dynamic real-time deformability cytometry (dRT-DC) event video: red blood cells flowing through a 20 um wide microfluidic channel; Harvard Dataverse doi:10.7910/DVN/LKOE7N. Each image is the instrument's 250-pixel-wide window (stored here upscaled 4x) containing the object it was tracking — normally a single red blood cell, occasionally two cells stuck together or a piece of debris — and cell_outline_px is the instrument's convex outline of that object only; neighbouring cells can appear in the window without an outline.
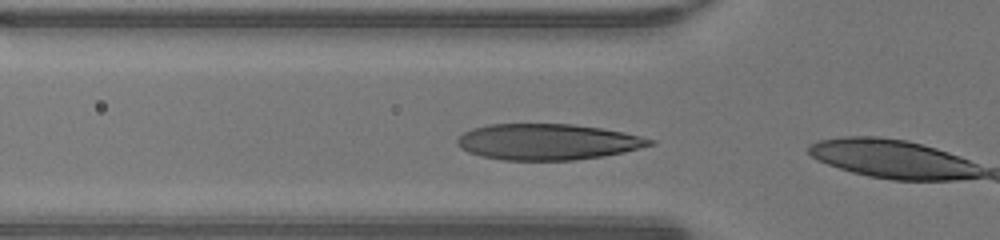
{"species": "human", "species_latin": "Homo sapiens", "temperature_condition": "warm", "stored_images_in_passage": 3, "camera_frame_rate_fps": 3000, "um_per_image_px": 0.085, "donor": {"sex": "male"}, "frame": {"image": 1, "passage_image": 2, "time_ms": 0.333, "image_size_px": [1000, 240], "cell_outline_px": [[656, 144], [624, 152], [604, 156], [572, 160], [504, 160], [480, 156], [468, 152], [460, 148], [456, 144], [456, 140], [464, 132], [472, 128], [488, 124], [572, 124], [600, 128], [624, 132], [656, 140]], "centroid_in_image_um": [46.54, 12.06], "position_along_channel_um": 79.3, "area_um2": 40.58}}